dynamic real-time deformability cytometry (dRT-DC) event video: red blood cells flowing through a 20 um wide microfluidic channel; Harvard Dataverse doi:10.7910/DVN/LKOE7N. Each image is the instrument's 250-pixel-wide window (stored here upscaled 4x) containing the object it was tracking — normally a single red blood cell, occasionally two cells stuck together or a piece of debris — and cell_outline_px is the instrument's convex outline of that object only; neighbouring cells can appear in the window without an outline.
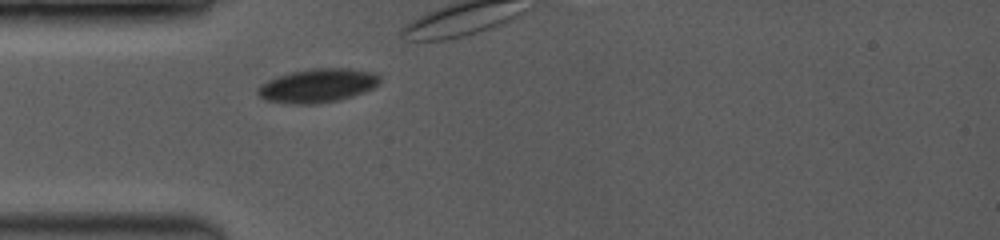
{"species": "common noctule bat (a hibernating species)", "species_latin": "Nyctalus noctula", "temperature_condition": "room temperature", "stored_images_in_passage": 33, "camera_frame_rate_fps": 3500, "um_per_image_px": 0.085, "animal": {"sex": "female", "body_mass_g": 19.0, "forearm_length_mm": 53.3}, "frame": {"image": 1, "passage_image": 1, "time_ms": 0.0, "image_size_px": [1000, 240], "cell_outline_px": [[380, 80], [372, 88], [364, 92], [340, 100], [320, 104], [292, 104], [264, 100], [256, 92], [256, 88], [260, 84], [276, 76], [292, 72], [312, 68], [348, 68], [372, 72], [380, 76]], "centroid_in_image_um": [26.95, 7.28], "position_along_channel_um": 58.0, "area_um2": 24.16}}
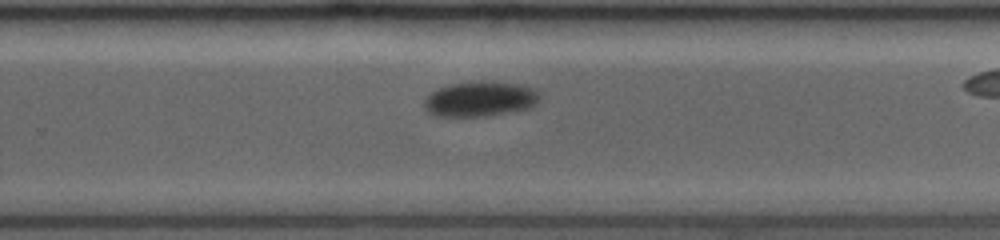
{"frame": {"image": 2, "passage_image": 22, "time_ms": 6.0, "image_size_px": [1000, 240], "cell_outline_px": [[540, 96], [536, 104], [532, 108], [484, 116], [436, 116], [428, 112], [424, 108], [424, 100], [432, 92], [448, 84], [480, 80], [524, 84], [540, 92]], "centroid_in_image_um": [40.84, 8.4], "position_along_channel_um": 289.0, "area_um2": 23.87}}
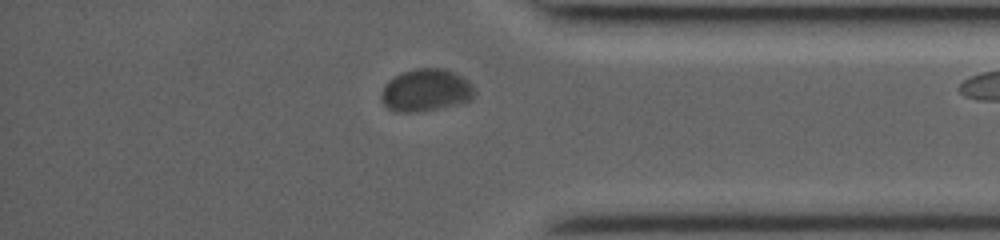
{"frame": {"image": 3, "passage_image": 32, "time_ms": 8.857, "image_size_px": [1000, 240], "cell_outline_px": [[476, 92], [464, 104], [420, 112], [396, 112], [388, 108], [384, 104], [380, 96], [380, 92], [384, 84], [388, 80], [404, 72], [416, 68], [444, 68], [468, 80], [472, 84]], "centroid_in_image_um": [36.2, 7.69], "position_along_channel_um": 399.0, "area_um2": 23.29}}